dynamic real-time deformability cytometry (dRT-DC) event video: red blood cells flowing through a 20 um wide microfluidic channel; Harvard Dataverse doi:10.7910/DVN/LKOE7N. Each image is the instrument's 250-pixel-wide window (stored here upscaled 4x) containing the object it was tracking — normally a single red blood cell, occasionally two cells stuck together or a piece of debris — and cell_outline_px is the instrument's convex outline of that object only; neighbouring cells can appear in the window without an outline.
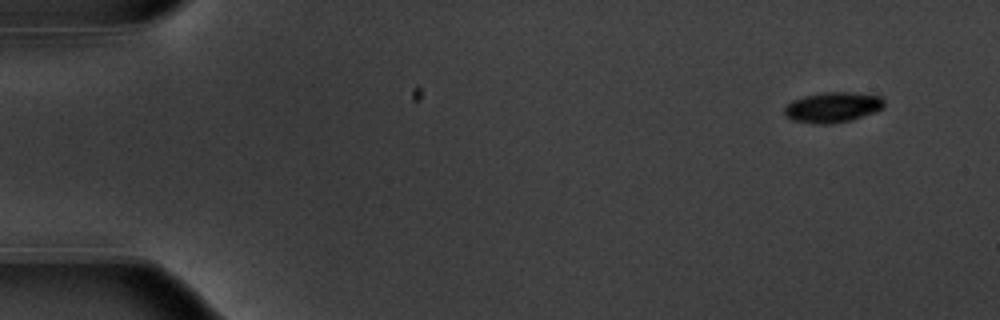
{"species": "common noctule bat (a hibernating species)", "species_latin": "Nyctalus noctula", "temperature_condition": "warm", "stored_images_in_passage": 52, "camera_frame_rate_fps": 3000, "um_per_image_px": 0.085, "animal": {"sex": "male", "body_mass_g": 20.1, "forearm_length_mm": 53.5}, "frame": {"image": 1, "passage_image": 1, "time_ms": 0.0, "image_size_px": [1000, 320], "cell_outline_px": [[884, 108], [852, 120], [828, 124], [812, 124], [792, 120], [784, 116], [784, 108], [792, 100], [804, 96], [824, 92], [848, 92], [884, 96]], "centroid_in_image_um": [70.77, 9.12], "position_along_channel_um": 14.2, "area_um2": 17.8}}
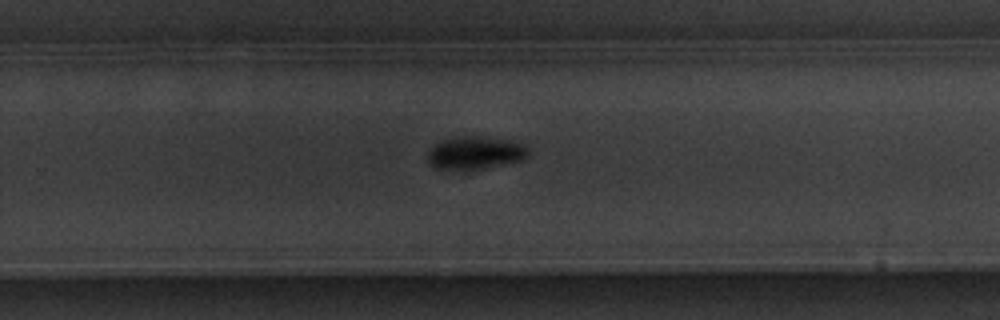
{"frame": {"image": 2, "passage_image": 33, "time_ms": 10.667, "image_size_px": [1000, 320], "cell_outline_px": [[528, 156], [524, 160], [464, 172], [436, 168], [428, 160], [428, 148], [440, 140], [460, 136], [480, 136], [508, 140], [520, 144], [528, 148]], "centroid_in_image_um": [40.34, 13.01], "position_along_channel_um": 289.5, "area_um2": 19.65}}
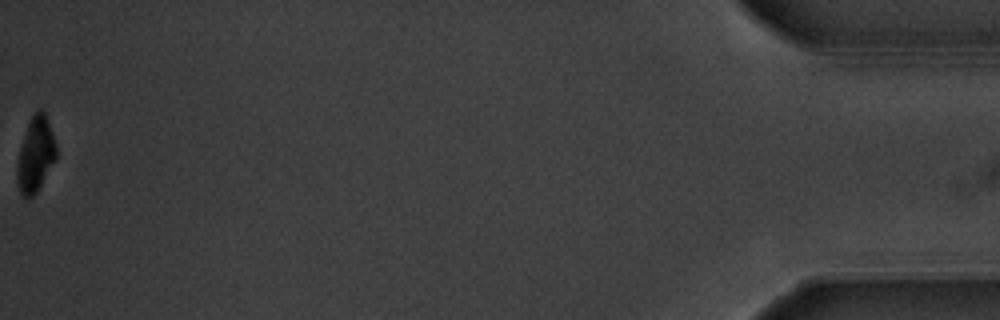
{"frame": {"image": 3, "passage_image": 52, "time_ms": 17.0, "image_size_px": [1000, 320], "cell_outline_px": [[56, 156], [36, 192], [32, 196], [24, 196], [20, 192], [16, 180], [16, 168], [20, 148], [28, 124], [36, 108], [40, 108], [44, 112], [56, 148]], "centroid_in_image_um": [2.98, 13.13], "position_along_channel_um": 432.2, "area_um2": 16.36}, "authors_computed_cell_mechanics": {"area_um2": 18.4093, "velocity_mm_per_s": 3.7404, "shape_relaxation_time_tau1_ms": 2.3074, "shape_relaxation_time_tau2_ms": null, "deformation_change_tau1": 0.1807, "deformation_change_tau2": null}}